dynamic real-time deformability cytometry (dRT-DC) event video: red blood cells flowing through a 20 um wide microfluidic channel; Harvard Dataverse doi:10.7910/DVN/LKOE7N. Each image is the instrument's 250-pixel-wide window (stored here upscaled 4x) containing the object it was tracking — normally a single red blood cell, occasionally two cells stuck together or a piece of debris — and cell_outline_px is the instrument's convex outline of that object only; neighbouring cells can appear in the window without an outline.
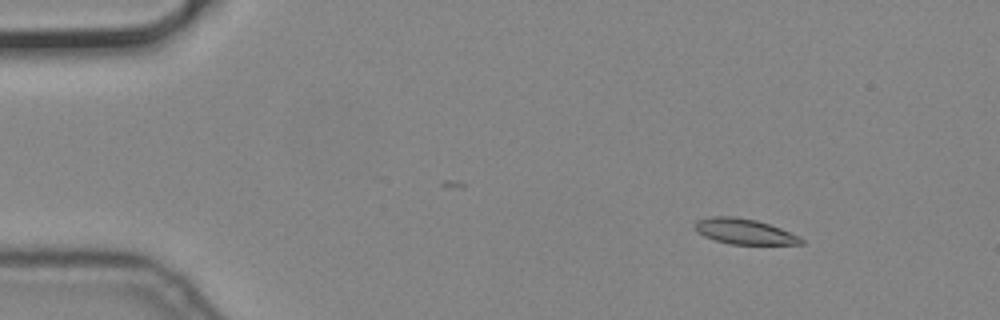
{"species": "common noctule bat (a hibernating species)", "species_latin": "Nyctalus noctula", "temperature_condition": "cold", "stored_images_in_passage": 3, "camera_frame_rate_fps": 3000, "um_per_image_px": 0.085, "animal": {"sex": "male", "body_mass_g": 19.2, "forearm_length_mm": 51.8}, "frame": {"image": 1, "passage_image": 2, "time_ms": 0.333, "image_size_px": [1000, 320], "cell_outline_px": [[804, 244], [732, 244], [716, 240], [704, 236], [696, 232], [692, 224], [696, 220], [712, 216], [736, 216], [756, 220], [780, 228], [800, 236], [804, 240]], "centroid_in_image_um": [63.23, 19.66], "position_along_channel_um": 21.8, "area_um2": 15.84}}